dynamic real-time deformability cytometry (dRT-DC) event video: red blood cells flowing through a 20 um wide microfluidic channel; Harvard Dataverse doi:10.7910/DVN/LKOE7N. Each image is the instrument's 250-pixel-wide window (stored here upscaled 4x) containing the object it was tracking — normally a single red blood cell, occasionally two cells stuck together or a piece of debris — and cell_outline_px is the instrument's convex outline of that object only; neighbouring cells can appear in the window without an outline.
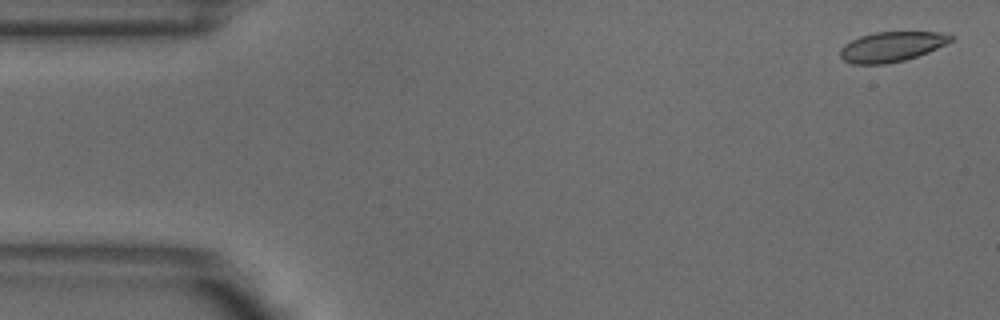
{"species": "common noctule bat (a hibernating species)", "species_latin": "Nyctalus noctula", "temperature_condition": "warm", "stored_images_in_passage": 5, "camera_frame_rate_fps": 3000, "um_per_image_px": 0.085, "animal": {"sex": "male", "body_mass_g": 18.8}, "frame": {"image": 1, "passage_image": 1, "time_ms": 0.0, "image_size_px": [1000, 320], "cell_outline_px": [[956, 36], [952, 40], [928, 52], [904, 60], [884, 64], [852, 64], [844, 60], [840, 56], [840, 48], [844, 44], [860, 36], [876, 32], [948, 32]], "centroid_in_image_um": [75.79, 3.96], "position_along_channel_um": 9.2, "area_um2": 19.31}}
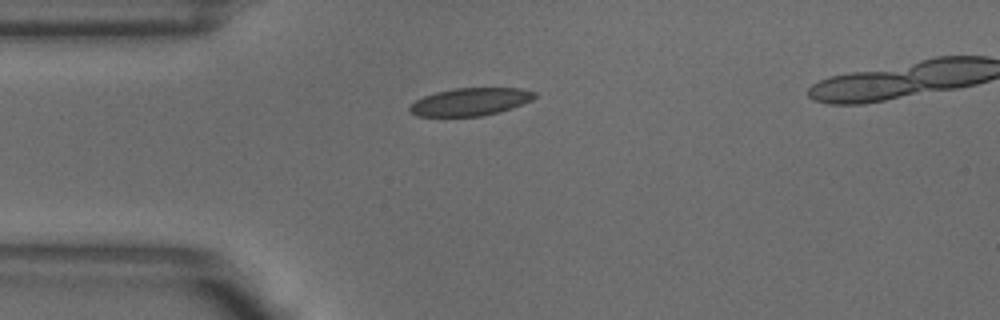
{"frame": {"image": 2, "passage_image": 4, "time_ms": 1.0, "image_size_px": [1000, 320], "cell_outline_px": [[536, 96], [532, 100], [512, 108], [500, 112], [480, 116], [416, 116], [408, 112], [408, 108], [416, 100], [424, 96], [436, 92], [452, 88], [520, 88], [536, 92]], "centroid_in_image_um": [39.97, 8.65], "position_along_channel_um": 45.0, "area_um2": 20.23}}